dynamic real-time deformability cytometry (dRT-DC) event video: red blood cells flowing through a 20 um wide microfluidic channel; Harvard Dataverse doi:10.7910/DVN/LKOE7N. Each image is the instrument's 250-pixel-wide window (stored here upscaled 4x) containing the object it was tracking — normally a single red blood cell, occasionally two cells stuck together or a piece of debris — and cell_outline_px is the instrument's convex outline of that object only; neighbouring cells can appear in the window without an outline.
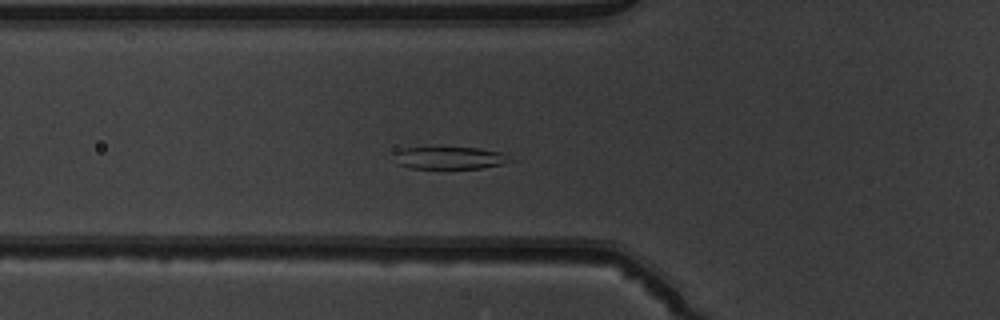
{"species": "common noctule bat (a hibernating species)", "species_latin": "Nyctalus noctula", "temperature_condition": "warm", "stored_images_in_passage": 41, "camera_frame_rate_fps": 3000, "um_per_image_px": 0.085, "animal": {"sex": "male", "body_mass_g": 19.5, "forearm_length_mm": 54.6}, "frame": {"image": 1, "passage_image": 8, "time_ms": 2.333, "image_size_px": [1000, 320], "cell_outline_px": [[512, 160], [500, 164], [480, 168], [412, 168], [396, 164], [396, 152], [404, 148], [432, 144], [476, 148], [500, 152]], "centroid_in_image_um": [38.11, 13.36], "position_along_channel_um": 87.7, "area_um2": 15.61}}
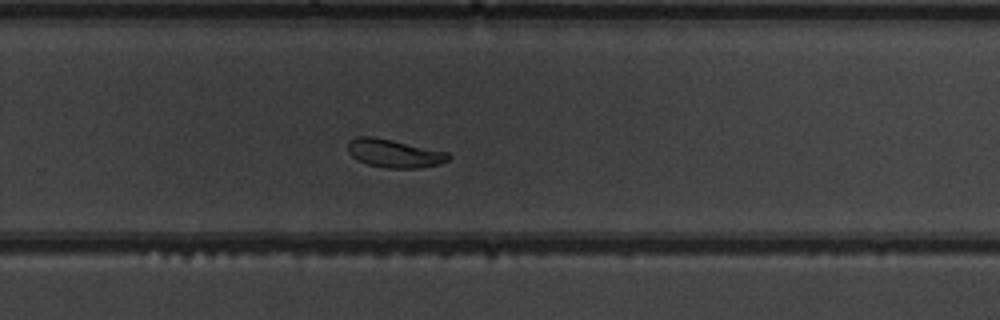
{"frame": {"image": 2, "passage_image": 24, "time_ms": 7.667, "image_size_px": [1000, 320], "cell_outline_px": [[452, 156], [448, 160], [436, 164], [420, 168], [388, 168], [368, 164], [356, 160], [348, 152], [348, 140], [356, 136], [372, 136], [392, 140], [448, 152]], "centroid_in_image_um": [33.47, 13.03], "position_along_channel_um": 296.3, "area_um2": 16.53}}
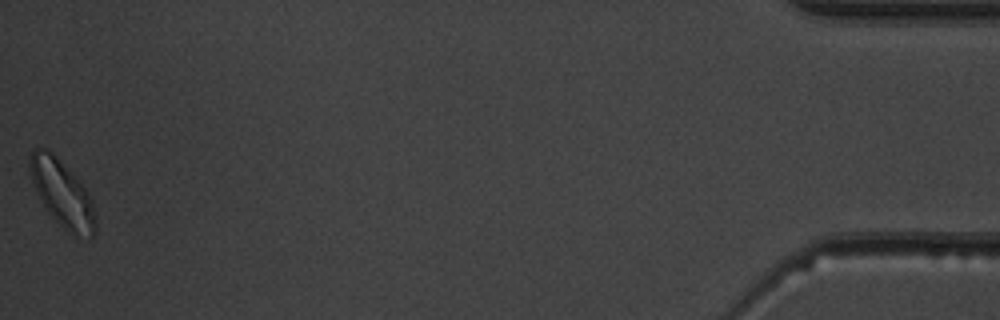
{"frame": {"image": 3, "passage_image": 41, "time_ms": 13.333, "image_size_px": [1000, 320], "cell_outline_px": [[96, 232], [92, 236], [88, 236], [72, 232], [64, 228], [48, 212], [36, 192], [32, 184], [28, 172], [28, 156], [36, 148], [44, 148], [52, 152], [72, 172], [88, 192], [92, 200], [96, 216]], "centroid_in_image_um": [5.25, 16.39], "position_along_channel_um": 429.9, "area_um2": 25.32}, "authors_computed_cell_mechanics": {"area_um2": 17.7446, "velocity_mm_per_s": 3.919, "shape_relaxation_time_tau1_ms": 5.2409, "shape_relaxation_time_tau2_ms": 3.1817, "deformation_change_tau1": 0.1348, "deformation_change_tau2": 0.0814}}